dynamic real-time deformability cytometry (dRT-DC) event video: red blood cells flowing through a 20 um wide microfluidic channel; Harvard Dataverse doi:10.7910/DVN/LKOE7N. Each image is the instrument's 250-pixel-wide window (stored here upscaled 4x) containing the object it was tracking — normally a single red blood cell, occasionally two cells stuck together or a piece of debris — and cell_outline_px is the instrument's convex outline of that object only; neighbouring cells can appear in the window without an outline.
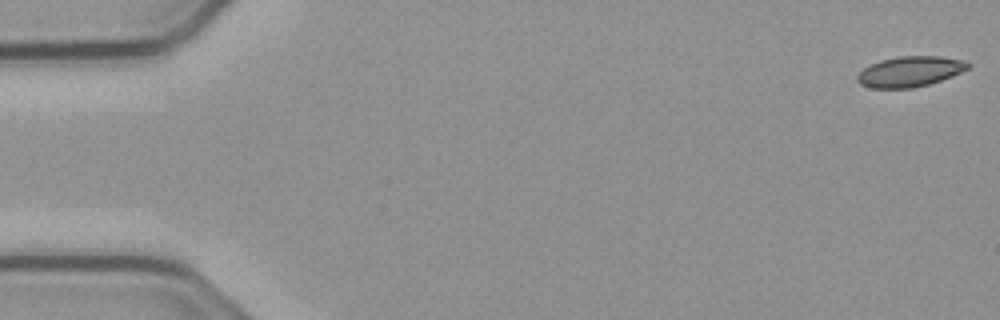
{"species": "common noctule bat (a hibernating species)", "species_latin": "Nyctalus noctula", "temperature_condition": "cold", "stored_images_in_passage": 54, "camera_frame_rate_fps": 3000, "um_per_image_px": 0.085, "animal": {"sex": "male", "body_mass_g": 23.1, "forearm_length_mm": 52.7}, "frame": {"image": 1, "passage_image": 1, "time_ms": 0.0, "image_size_px": [1000, 320], "cell_outline_px": [[972, 64], [968, 68], [952, 76], [928, 84], [912, 88], [872, 88], [860, 84], [856, 80], [856, 76], [864, 68], [880, 60], [900, 56], [940, 56], [964, 60]], "centroid_in_image_um": [77.34, 6.08], "position_along_channel_um": 7.7, "area_um2": 19.54}}
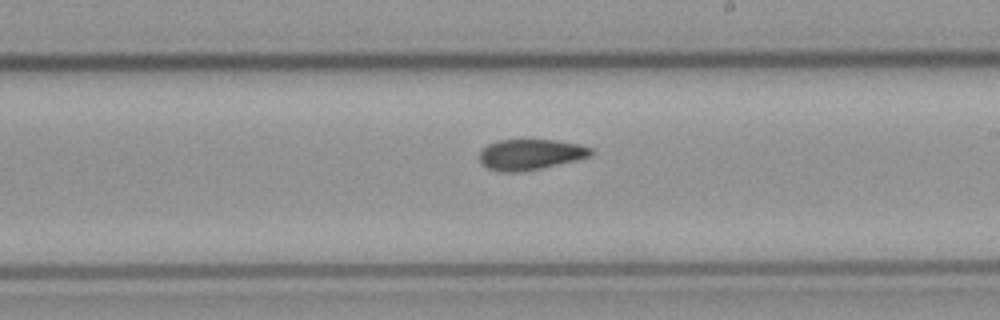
{"frame": {"image": 2, "passage_image": 31, "time_ms": 10.0, "image_size_px": [1000, 320], "cell_outline_px": [[592, 152], [588, 156], [576, 160], [540, 168], [516, 172], [504, 172], [488, 168], [480, 160], [480, 152], [488, 144], [496, 140], [556, 140], [580, 144], [592, 148]], "centroid_in_image_um": [45.08, 13.11], "position_along_channel_um": 243.9, "area_um2": 19.59}}
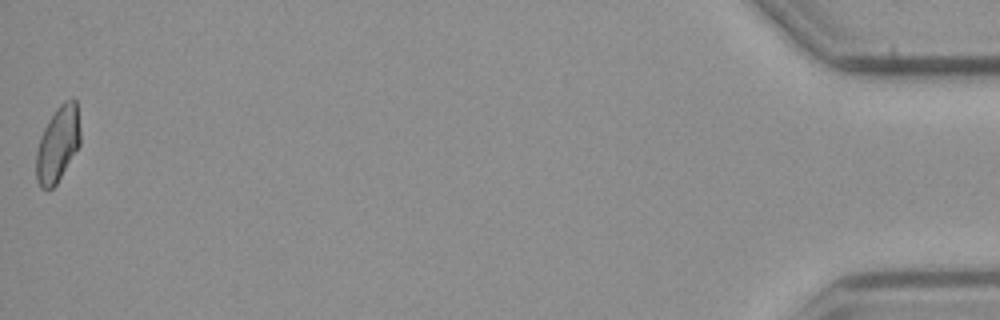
{"frame": {"image": 3, "passage_image": 54, "time_ms": 17.667, "image_size_px": [1000, 320], "cell_outline_px": [[80, 144], [56, 184], [48, 192], [40, 188], [36, 180], [36, 152], [40, 136], [48, 120], [56, 108], [64, 100], [72, 96], [76, 100], [80, 132]], "centroid_in_image_um": [4.89, 12.25], "position_along_channel_um": 430.3, "area_um2": 19.59}, "authors_computed_cell_mechanics": {"area_um2": 19.9699, "velocity_mm_per_s": 3.794, "shape_relaxation_time_tau1_ms": null, "shape_relaxation_time_tau2_ms": 3.7132, "deformation_change_tau1": null, "deformation_change_tau2": 0.0698}}